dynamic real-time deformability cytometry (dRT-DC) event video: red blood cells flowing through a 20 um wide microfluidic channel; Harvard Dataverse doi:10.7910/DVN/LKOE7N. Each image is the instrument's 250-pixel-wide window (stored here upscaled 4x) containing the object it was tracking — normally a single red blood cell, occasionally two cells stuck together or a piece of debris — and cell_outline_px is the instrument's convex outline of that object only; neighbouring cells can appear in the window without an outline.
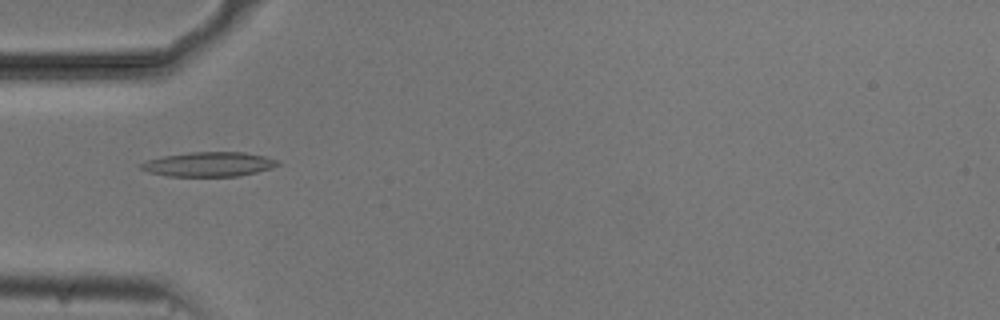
{"species": "common noctule bat (a hibernating species)", "species_latin": "Nyctalus noctula", "temperature_condition": "cold", "stored_images_in_passage": 45, "camera_frame_rate_fps": 3000, "um_per_image_px": 0.085, "animal": {"sex": "male", "body_mass_g": 20.5, "forearm_length_mm": 52.5}, "frame": {"image": 1, "passage_image": 8, "time_ms": 2.333, "image_size_px": [1000, 320], "cell_outline_px": [[280, 164], [256, 172], [236, 176], [168, 176], [148, 172], [140, 168], [140, 164], [148, 160], [164, 156], [188, 152], [244, 152], [264, 156], [276, 160]], "centroid_in_image_um": [17.71, 13.96], "position_along_channel_um": 67.3, "area_um2": 19.25}}
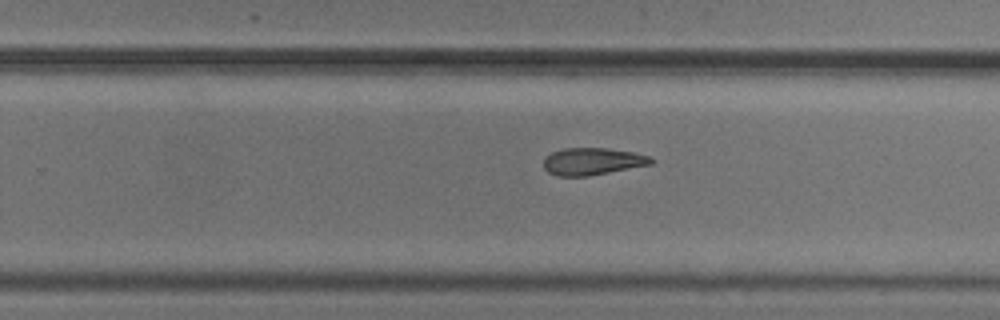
{"frame": {"image": 2, "passage_image": 25, "time_ms": 8.0, "image_size_px": [1000, 320], "cell_outline_px": [[656, 160], [652, 164], [588, 176], [556, 176], [548, 172], [544, 168], [544, 160], [552, 152], [564, 148], [608, 148], [632, 152], [648, 156]], "centroid_in_image_um": [50.36, 13.72], "position_along_channel_um": 279.4, "area_um2": 16.94}}
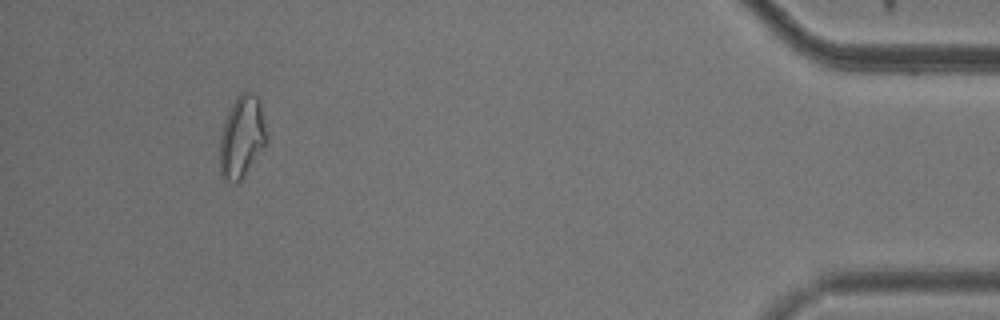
{"frame": {"image": 3, "passage_image": 41, "time_ms": 13.333, "image_size_px": [1000, 320], "cell_outline_px": [[268, 140], [264, 148], [240, 180], [236, 184], [232, 184], [224, 180], [220, 172], [220, 136], [224, 120], [236, 96], [240, 92], [252, 92], [260, 100]], "centroid_in_image_um": [20.56, 11.64], "position_along_channel_um": 414.6, "area_um2": 22.54}, "authors_computed_cell_mechanics": {"area_um2": 18.2648, "velocity_mm_per_s": 3.7402, "shape_relaxation_time_tau1_ms": 7.3673, "shape_relaxation_time_tau2_ms": null, "deformation_change_tau1": 0.1945, "deformation_change_tau2": null}}